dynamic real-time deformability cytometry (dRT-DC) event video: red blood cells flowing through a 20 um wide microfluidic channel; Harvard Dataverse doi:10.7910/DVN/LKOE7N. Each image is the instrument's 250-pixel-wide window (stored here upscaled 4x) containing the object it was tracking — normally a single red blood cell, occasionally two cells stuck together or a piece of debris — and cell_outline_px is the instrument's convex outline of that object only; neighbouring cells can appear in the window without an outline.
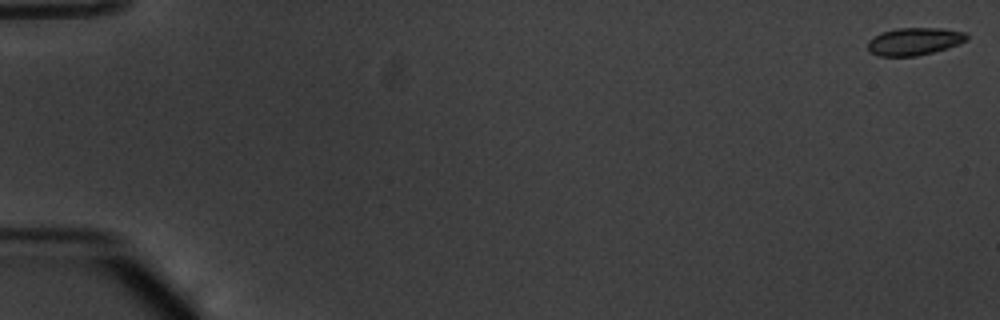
{"species": "common noctule bat (a hibernating species)", "species_latin": "Nyctalus noctula", "temperature_condition": "warm", "stored_images_in_passage": 54, "camera_frame_rate_fps": 3000, "um_per_image_px": 0.085, "animal": {"sex": "male", "body_mass_g": 20.1, "forearm_length_mm": 53.5}, "frame": {"image": 1, "passage_image": 1, "time_ms": 0.0, "image_size_px": [1000, 320], "cell_outline_px": [[968, 40], [960, 44], [948, 48], [916, 56], [880, 56], [872, 52], [868, 48], [868, 40], [880, 32], [896, 28], [940, 28], [964, 32], [968, 36]], "centroid_in_image_um": [77.73, 3.51], "position_along_channel_um": 7.3, "area_um2": 15.9}}
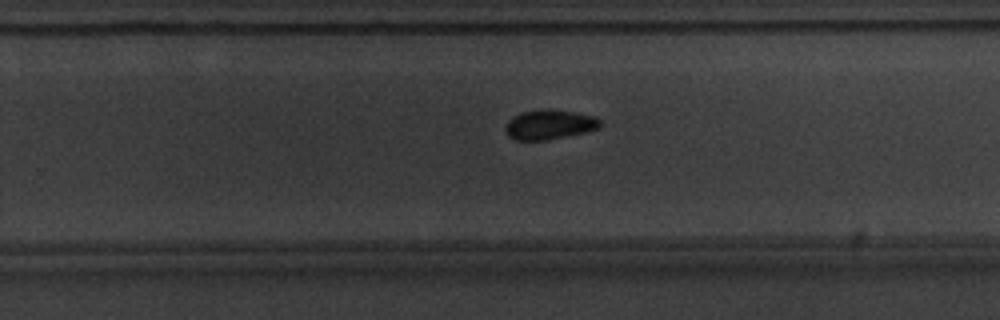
{"frame": {"image": 2, "passage_image": 36, "time_ms": 11.667, "image_size_px": [1000, 320], "cell_outline_px": [[600, 128], [584, 132], [548, 140], [516, 140], [508, 136], [504, 128], [508, 120], [512, 116], [520, 112], [548, 108], [576, 112], [592, 116], [600, 120]], "centroid_in_image_um": [46.66, 10.58], "position_along_channel_um": 283.1, "area_um2": 16.47}}
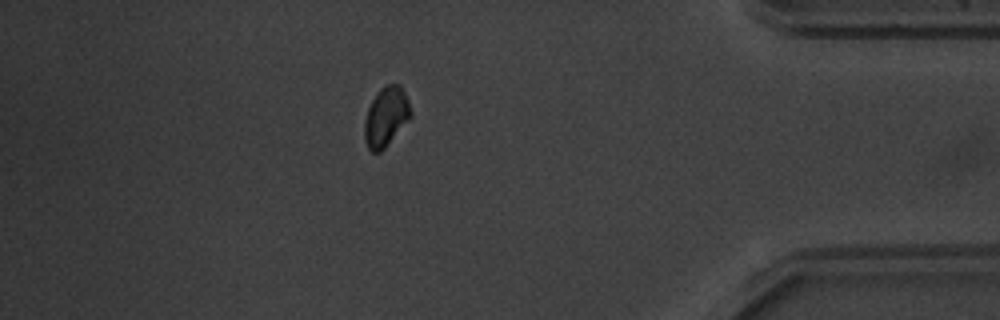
{"frame": {"image": 3, "passage_image": 48, "time_ms": 15.667, "image_size_px": [1000, 320], "cell_outline_px": [[412, 116], [388, 144], [380, 152], [372, 152], [368, 148], [364, 140], [364, 120], [368, 108], [372, 100], [380, 88], [384, 84], [400, 84], [408, 100], [412, 112]], "centroid_in_image_um": [32.8, 9.91], "position_along_channel_um": 402.4, "area_um2": 16.07}, "authors_computed_cell_mechanics": {"area_um2": 16.0684, "velocity_mm_per_s": 3.8136, "shape_relaxation_time_tau1_ms": 2.739, "shape_relaxation_time_tau2_ms": null, "deformation_change_tau1": 0.0837, "deformation_change_tau2": null}}